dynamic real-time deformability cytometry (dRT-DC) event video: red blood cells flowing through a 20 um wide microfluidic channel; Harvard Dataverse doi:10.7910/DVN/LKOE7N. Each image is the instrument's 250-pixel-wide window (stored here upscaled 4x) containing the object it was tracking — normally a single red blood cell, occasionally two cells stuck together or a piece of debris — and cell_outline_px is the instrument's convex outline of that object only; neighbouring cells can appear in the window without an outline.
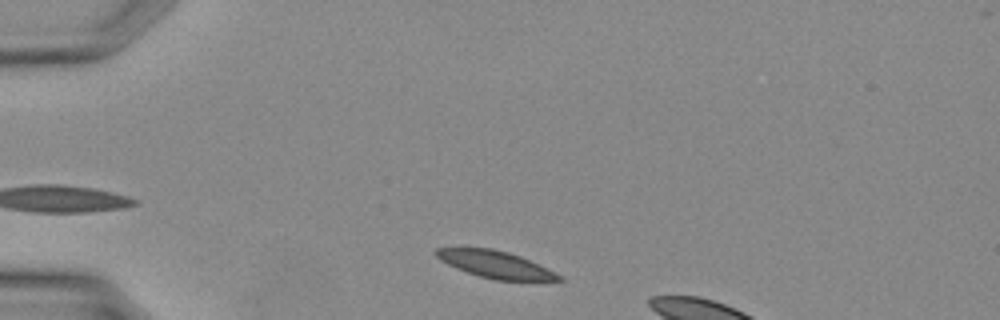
{"species": "Egyptian fruit bat (a non-hibernating species)", "species_latin": "Rousettus aegyptiacus", "temperature_condition": "warm", "stored_images_in_passage": 4, "camera_frame_rate_fps": 3000, "um_per_image_px": 0.085, "animal": {"sex": "female"}, "frame": {"image": 1, "passage_image": 1, "time_ms": 0.0, "image_size_px": [1000, 320], "cell_outline_px": [[564, 280], [496, 280], [480, 276], [456, 268], [440, 260], [432, 252], [436, 248], [492, 248], [508, 252], [520, 256], [548, 268], [556, 272]], "centroid_in_image_um": [42.08, 22.46], "position_along_channel_um": 42.9, "area_um2": 19.13}}